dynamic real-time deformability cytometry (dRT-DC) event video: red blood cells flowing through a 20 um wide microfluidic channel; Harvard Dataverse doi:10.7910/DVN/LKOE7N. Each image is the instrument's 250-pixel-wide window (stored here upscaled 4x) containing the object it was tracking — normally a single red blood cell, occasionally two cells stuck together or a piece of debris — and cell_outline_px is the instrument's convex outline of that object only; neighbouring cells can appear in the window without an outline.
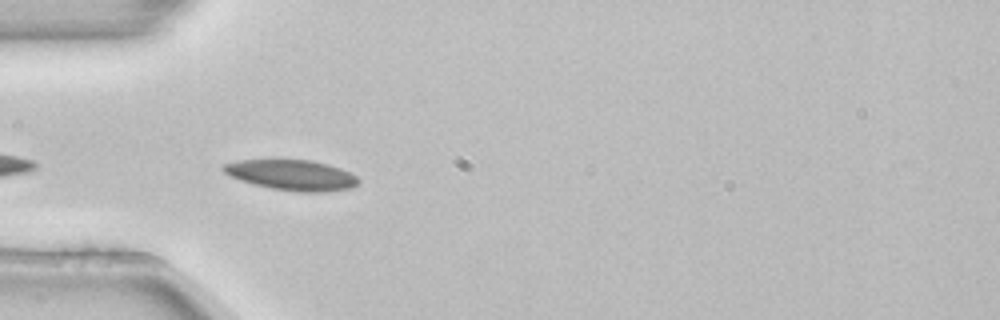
{"species": "common noctule bat (a hibernating species)", "species_latin": "Nyctalus noctula", "temperature_condition": "room temperature", "stored_images_in_passage": 5, "camera_frame_rate_fps": 3000, "um_per_image_px": 0.085, "animal": {"sex": "female", "body_mass_g": 22.7, "forearm_length_mm": 54.2}, "frame": {"image": 1, "passage_image": 4, "time_ms": 1.0, "image_size_px": [1000, 320], "cell_outline_px": [[360, 184], [352, 188], [324, 192], [296, 192], [272, 188], [240, 180], [224, 172], [220, 168], [224, 164], [240, 160], [272, 156], [312, 160], [328, 164], [352, 172], [360, 180]], "centroid_in_image_um": [24.81, 14.82], "position_along_channel_um": 60.2, "area_um2": 25.03}}